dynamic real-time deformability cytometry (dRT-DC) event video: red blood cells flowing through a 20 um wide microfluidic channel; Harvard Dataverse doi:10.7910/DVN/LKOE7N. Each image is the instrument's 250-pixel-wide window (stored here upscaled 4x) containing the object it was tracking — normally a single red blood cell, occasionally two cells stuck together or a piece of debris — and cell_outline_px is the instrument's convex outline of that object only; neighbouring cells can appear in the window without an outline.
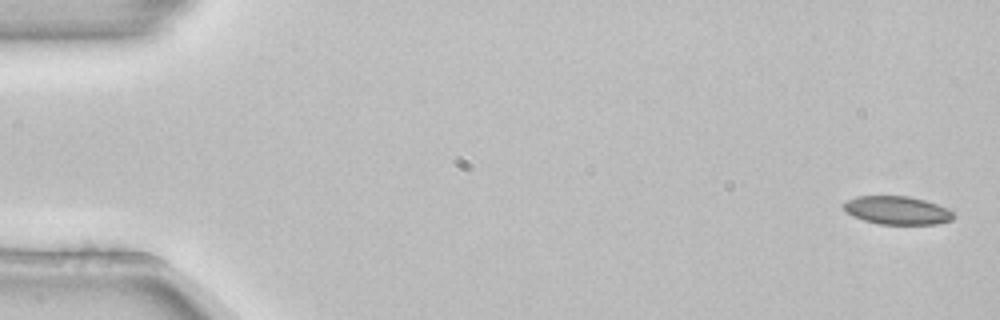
{"species": "common noctule bat (a hibernating species)", "species_latin": "Nyctalus noctula", "temperature_condition": "room temperature", "stored_images_in_passage": 5, "segment_of_instrument_passage": [1, 2], "camera_frame_rate_fps": 3000, "um_per_image_px": 0.085, "animal": {"sex": "female", "body_mass_g": 22.7, "forearm_length_mm": 54.2}, "frame": {"image": 1, "passage_image": 1, "time_ms": 0.0, "image_size_px": [1000, 320], "cell_outline_px": [[956, 216], [952, 220], [936, 224], [880, 224], [864, 220], [852, 216], [840, 204], [856, 196], [908, 196], [924, 200], [948, 208]], "centroid_in_image_um": [76.26, 17.88], "position_along_channel_um": 8.7, "area_um2": 18.09}}